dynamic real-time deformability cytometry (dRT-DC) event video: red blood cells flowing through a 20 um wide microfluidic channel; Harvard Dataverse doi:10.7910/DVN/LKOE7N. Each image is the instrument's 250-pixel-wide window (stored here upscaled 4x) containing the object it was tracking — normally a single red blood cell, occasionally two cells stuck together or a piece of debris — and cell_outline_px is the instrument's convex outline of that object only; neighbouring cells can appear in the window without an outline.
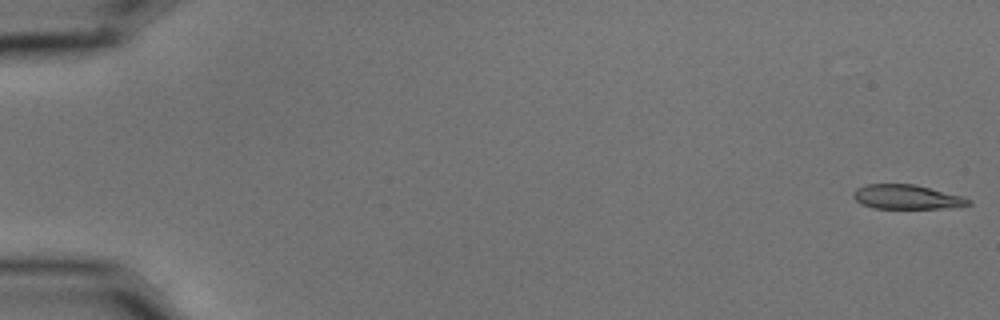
{"species": "common noctule bat (a hibernating species)", "species_latin": "Nyctalus noctula", "temperature_condition": "cold", "stored_images_in_passage": 32, "camera_frame_rate_fps": 3000, "um_per_image_px": 0.085, "animal": {"sex": "male", "body_mass_g": 15.6}, "frame": {"image": 1, "passage_image": 1, "time_ms": 0.0, "image_size_px": [1000, 320], "cell_outline_px": [[972, 204], [940, 208], [876, 208], [864, 204], [856, 200], [852, 196], [852, 192], [856, 188], [864, 184], [916, 184], [964, 196], [972, 200]], "centroid_in_image_um": [77.08, 16.72], "position_along_channel_um": 7.9, "area_um2": 16.36}}
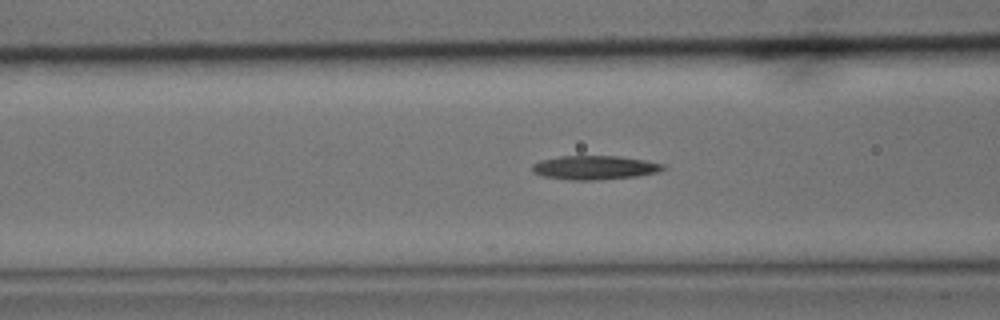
{"frame": {"image": 2, "passage_image": 23, "time_ms": 7.333, "image_size_px": [1000, 320], "cell_outline_px": [[664, 168], [656, 172], [636, 176], [600, 180], [572, 180], [544, 176], [532, 172], [532, 164], [540, 160], [560, 156], [620, 156], [644, 160], [664, 164]], "centroid_in_image_um": [50.51, 14.24], "position_along_channel_um": 116.1, "area_um2": 18.15}}
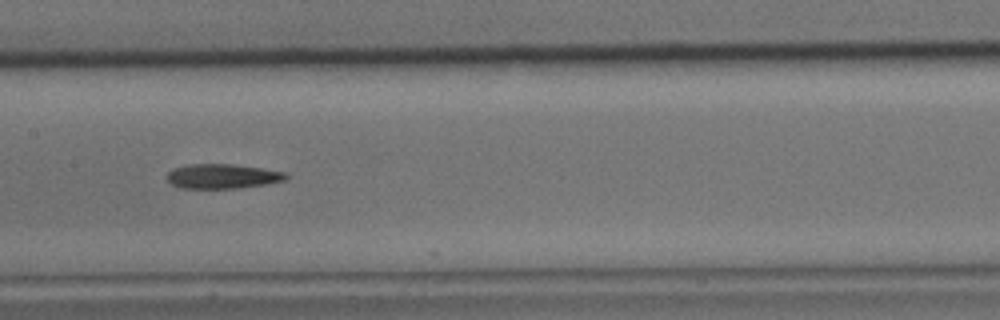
{"frame": {"image": 3, "passage_image": 29, "time_ms": 9.333, "image_size_px": [1000, 320], "cell_outline_px": [[288, 176], [284, 180], [264, 184], [236, 188], [180, 188], [172, 184], [168, 180], [168, 172], [176, 168], [188, 164], [228, 164], [260, 168], [288, 172]], "centroid_in_image_um": [18.91, 14.98], "position_along_channel_um": 188.5, "area_um2": 16.76}}